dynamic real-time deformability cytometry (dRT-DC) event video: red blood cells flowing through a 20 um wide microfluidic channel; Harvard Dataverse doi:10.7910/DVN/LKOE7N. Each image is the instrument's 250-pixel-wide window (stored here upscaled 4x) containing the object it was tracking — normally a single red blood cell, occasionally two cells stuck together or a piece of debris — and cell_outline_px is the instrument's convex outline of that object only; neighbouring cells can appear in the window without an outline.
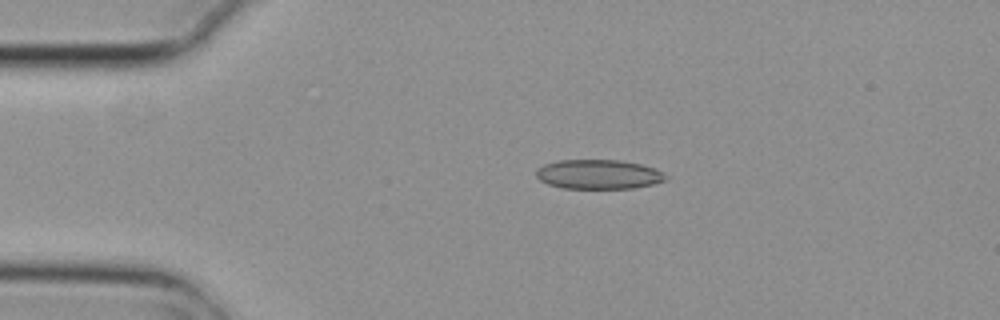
{"species": "common noctule bat (a hibernating species)", "species_latin": "Nyctalus noctula", "temperature_condition": "cold", "stored_images_in_passage": 4, "camera_frame_rate_fps": 3000, "um_per_image_px": 0.085, "animal": {"sex": "female", "body_mass_g": 29.2, "forearm_length_mm": 56.3}, "frame": {"image": 1, "passage_image": 3, "time_ms": 0.667, "image_size_px": [1000, 320], "cell_outline_px": [[668, 176], [664, 180], [652, 184], [632, 188], [564, 188], [548, 184], [540, 180], [536, 176], [536, 168], [544, 164], [556, 160], [620, 160], [640, 164], [652, 168]], "centroid_in_image_um": [50.81, 14.81], "position_along_channel_um": 34.2, "area_um2": 22.02}}